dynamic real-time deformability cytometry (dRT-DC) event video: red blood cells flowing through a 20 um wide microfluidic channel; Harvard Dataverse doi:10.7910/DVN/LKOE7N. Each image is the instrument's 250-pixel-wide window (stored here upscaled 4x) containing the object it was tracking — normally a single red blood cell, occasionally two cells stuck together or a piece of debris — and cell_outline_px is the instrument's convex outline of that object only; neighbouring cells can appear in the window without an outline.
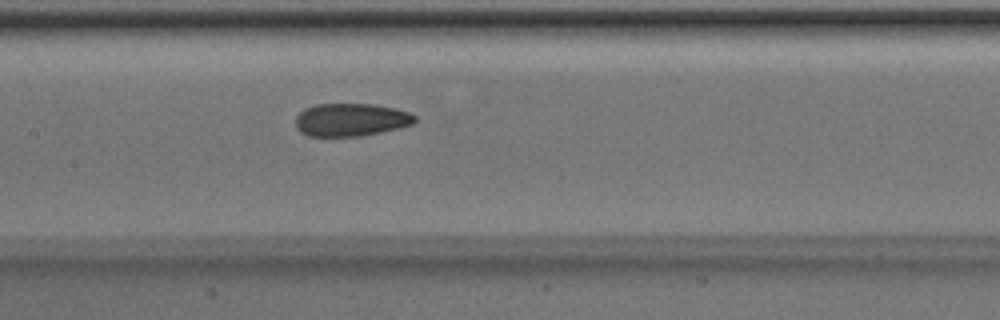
{"species": "Egyptian fruit bat (a non-hibernating species)", "species_latin": "Rousettus aegyptiacus", "temperature_condition": "room temperature", "stored_images_in_passage": 7, "camera_frame_rate_fps": 3000, "um_per_image_px": 0.085, "animal": {"sex": "male"}, "frame": {"image": 1, "passage_image": 7, "time_ms": 2.0, "image_size_px": [1000, 320], "cell_outline_px": [[416, 124], [400, 128], [360, 136], [308, 136], [300, 132], [296, 128], [296, 116], [304, 108], [316, 104], [372, 104], [396, 108], [408, 112], [416, 116]], "centroid_in_image_um": [29.84, 10.18], "position_along_channel_um": 177.6, "area_um2": 23.06}}